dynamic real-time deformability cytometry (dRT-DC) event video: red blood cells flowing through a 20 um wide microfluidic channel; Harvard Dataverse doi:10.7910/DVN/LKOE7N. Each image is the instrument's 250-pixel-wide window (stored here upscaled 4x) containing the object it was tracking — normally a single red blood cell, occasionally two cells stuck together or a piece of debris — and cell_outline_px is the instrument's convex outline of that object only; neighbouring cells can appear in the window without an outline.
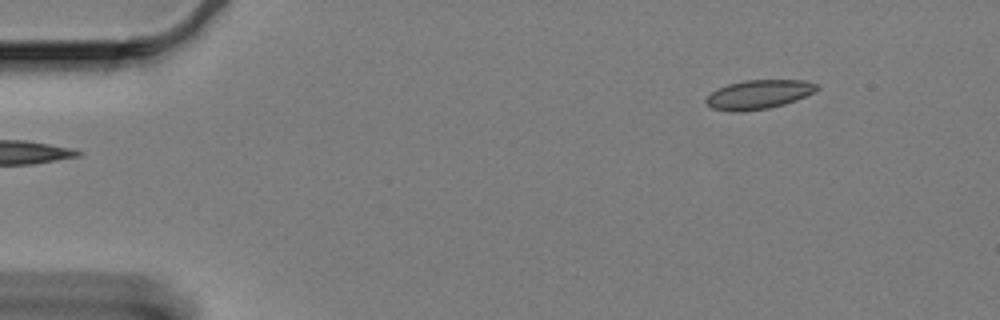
{"species": "Egyptian fruit bat (a non-hibernating species)", "species_latin": "Rousettus aegyptiacus", "temperature_condition": "cold", "stored_images_in_passage": 49, "camera_frame_rate_fps": 3000, "um_per_image_px": 0.085, "animal": {"sex": "female"}, "frame": {"image": 1, "passage_image": 1, "time_ms": 0.0, "image_size_px": [1000, 320], "cell_outline_px": [[820, 88], [816, 92], [796, 100], [784, 104], [768, 108], [740, 112], [732, 112], [712, 108], [704, 100], [716, 88], [728, 84], [744, 80], [804, 80], [816, 84]], "centroid_in_image_um": [64.49, 8.02], "position_along_channel_um": 20.5, "area_um2": 18.84}}
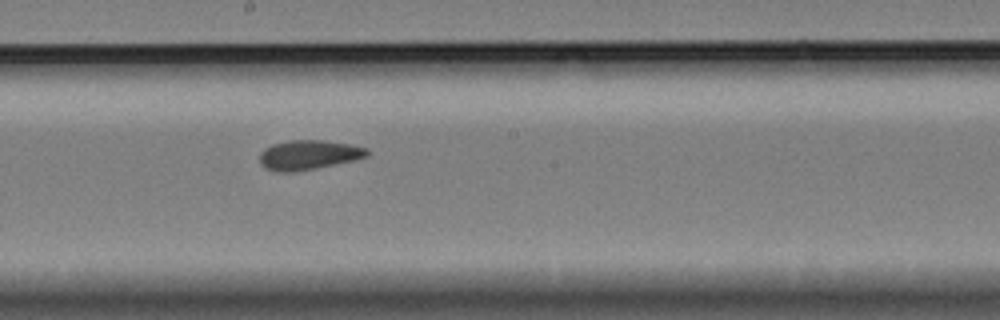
{"frame": {"image": 2, "passage_image": 27, "time_ms": 8.667, "image_size_px": [1000, 320], "cell_outline_px": [[368, 156], [352, 160], [316, 168], [296, 172], [276, 172], [264, 168], [260, 164], [260, 152], [264, 148], [272, 144], [288, 140], [320, 140], [352, 144], [368, 148]], "centroid_in_image_um": [26.19, 13.16], "position_along_channel_um": 222.0, "area_um2": 18.61}}
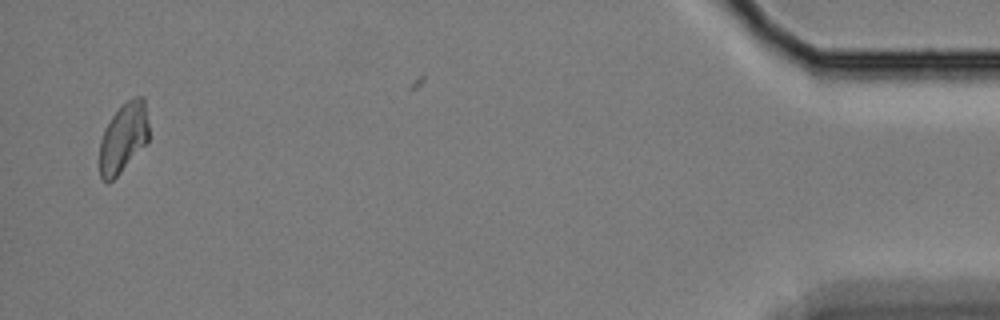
{"frame": {"image": 3, "passage_image": 47, "time_ms": 15.333, "image_size_px": [1000, 320], "cell_outline_px": [[148, 144], [108, 184], [100, 176], [100, 140], [104, 128], [112, 116], [132, 96], [144, 96], [148, 124]], "centroid_in_image_um": [10.5, 11.71], "position_along_channel_um": 424.7, "area_um2": 20.06}, "authors_computed_cell_mechanics": {"area_um2": 18.3804, "velocity_mm_per_s": 3.3011, "shape_relaxation_time_tau1_ms": null, "shape_relaxation_time_tau2_ms": 3.0244, "deformation_change_tau1": null, "deformation_change_tau2": 0.0718}}